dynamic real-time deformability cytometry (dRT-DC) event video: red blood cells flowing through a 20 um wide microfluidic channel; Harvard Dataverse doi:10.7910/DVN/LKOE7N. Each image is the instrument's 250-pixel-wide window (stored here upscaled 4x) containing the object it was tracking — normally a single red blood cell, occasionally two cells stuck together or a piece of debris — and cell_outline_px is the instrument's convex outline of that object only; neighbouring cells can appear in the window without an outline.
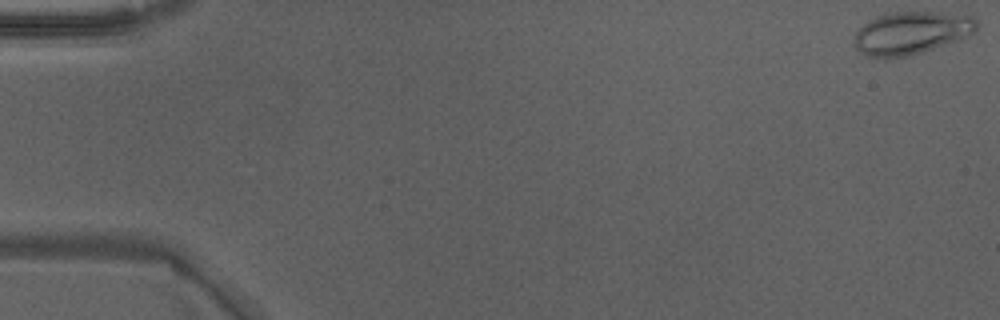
{"species": "Egyptian fruit bat (a non-hibernating species)", "species_latin": "Rousettus aegyptiacus", "temperature_condition": "warm", "stored_images_in_passage": 39, "camera_frame_rate_fps": 3000, "um_per_image_px": 0.085, "animal": {"sex": "male"}, "frame": {"image": 1, "passage_image": 1, "time_ms": 0.0, "image_size_px": [1000, 320], "cell_outline_px": [[976, 32], [968, 36], [908, 56], [868, 56], [860, 52], [856, 48], [852, 40], [856, 32], [868, 20], [876, 16], [896, 12], [936, 12], [972, 16], [976, 20]], "centroid_in_image_um": [77.44, 2.78], "position_along_channel_um": 7.6, "area_um2": 29.94}}
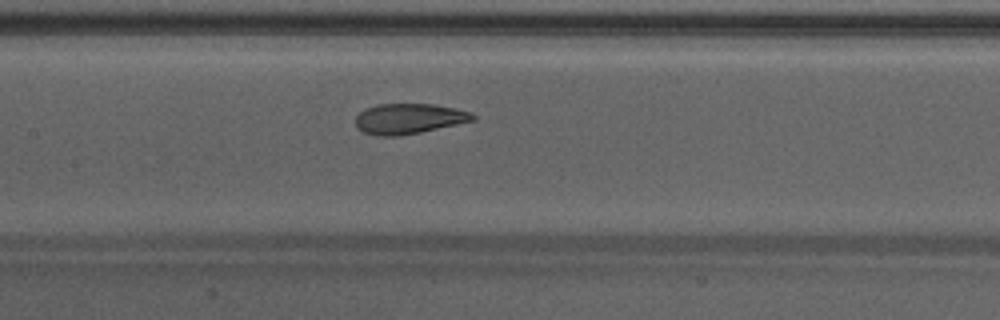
{"frame": {"image": 2, "passage_image": 24, "time_ms": 7.667, "image_size_px": [1000, 320], "cell_outline_px": [[476, 120], [420, 132], [396, 136], [376, 136], [364, 132], [356, 128], [356, 116], [364, 108], [380, 104], [432, 104], [456, 108], [472, 112], [476, 116]], "centroid_in_image_um": [34.76, 10.08], "position_along_channel_um": 172.6, "area_um2": 20.81}}
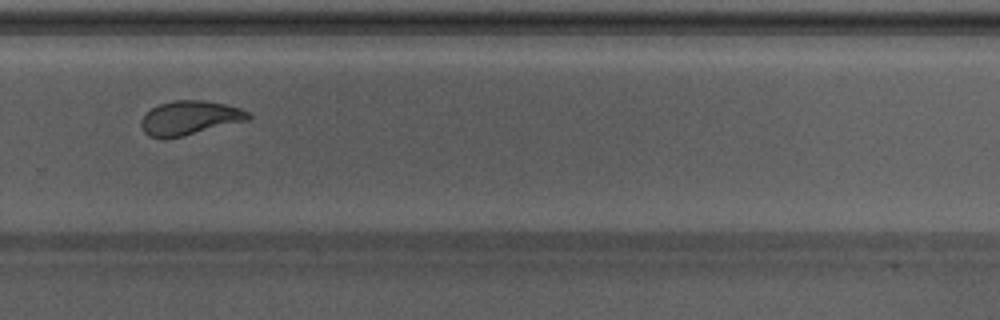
{"frame": {"image": 3, "passage_image": 34, "time_ms": 11.0, "image_size_px": [1000, 320], "cell_outline_px": [[252, 116], [248, 120], [164, 140], [148, 136], [144, 132], [140, 124], [140, 120], [152, 108], [160, 104], [176, 100], [204, 100], [224, 104], [240, 108], [248, 112]], "centroid_in_image_um": [16.09, 10.03], "position_along_channel_um": 313.7, "area_um2": 21.15}, "authors_computed_cell_mechanics": {"area_um2": 22.542, "velocity_mm_per_s": 4.2421, "shape_relaxation_time_tau1_ms": 5.4636, "shape_relaxation_time_tau2_ms": 1.1124, "deformation_change_tau1": 0.1712, "deformation_change_tau2": 0.0579}}